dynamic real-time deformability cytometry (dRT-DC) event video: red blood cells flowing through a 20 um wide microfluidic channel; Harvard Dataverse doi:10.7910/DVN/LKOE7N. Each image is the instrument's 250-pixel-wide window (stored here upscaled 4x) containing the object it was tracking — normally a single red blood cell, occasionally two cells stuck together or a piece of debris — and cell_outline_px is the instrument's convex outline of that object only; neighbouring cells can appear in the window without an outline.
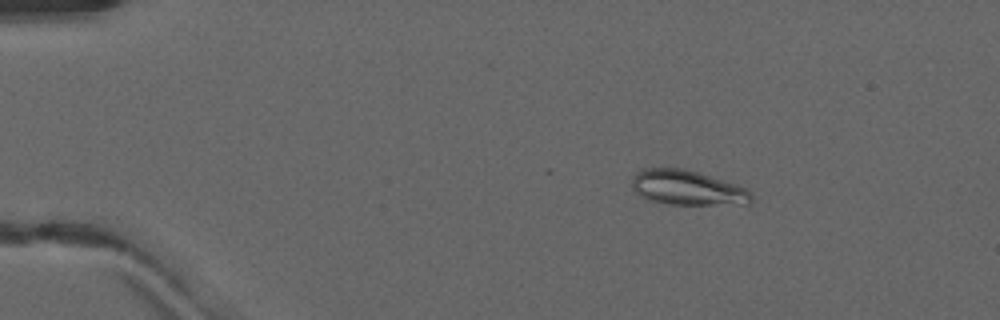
{"species": "common noctule bat (a hibernating species)", "species_latin": "Nyctalus noctula", "temperature_condition": "warm", "stored_images_in_passage": 46, "camera_frame_rate_fps": 3000, "um_per_image_px": 0.085, "animal": {"sex": "male", "forearm_length_mm": 52.5}, "frame": {"image": 1, "passage_image": 7, "time_ms": 2.0, "image_size_px": [1000, 320], "cell_outline_px": [[752, 204], [668, 204], [652, 200], [636, 192], [632, 188], [632, 176], [640, 168], [684, 168], [700, 172], [748, 188], [752, 192]], "centroid_in_image_um": [58.46, 15.94], "position_along_channel_um": 26.5, "area_um2": 24.39}}
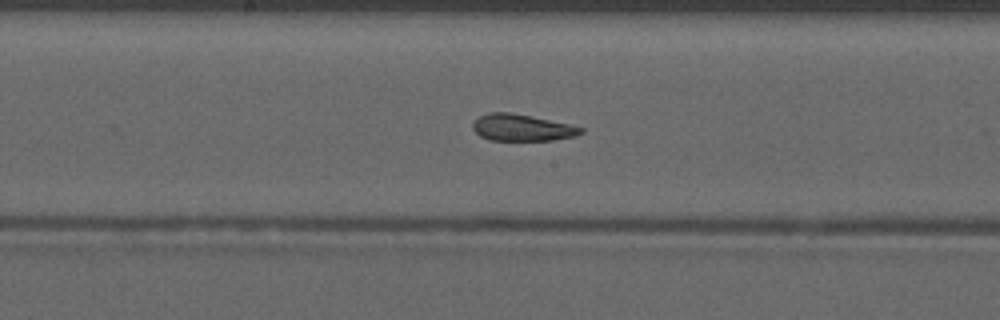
{"frame": {"image": 2, "passage_image": 26, "time_ms": 8.333, "image_size_px": [1000, 320], "cell_outline_px": [[584, 132], [576, 136], [552, 140], [488, 140], [480, 136], [472, 128], [472, 124], [480, 116], [488, 112], [512, 112], [532, 116], [568, 124], [584, 128]], "centroid_in_image_um": [44.36, 10.85], "position_along_channel_um": 203.8, "area_um2": 16.82}}
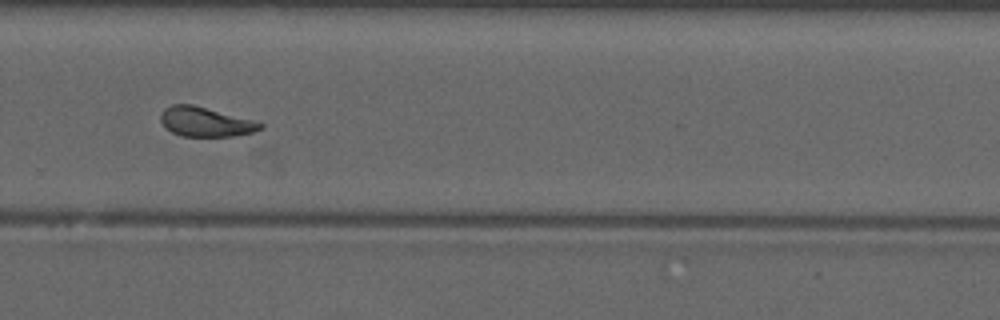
{"frame": {"image": 3, "passage_image": 34, "time_ms": 11.0, "image_size_px": [1000, 320], "cell_outline_px": [[264, 128], [252, 132], [232, 136], [184, 136], [172, 132], [160, 120], [160, 112], [164, 108], [172, 104], [192, 104], [252, 120], [264, 124]], "centroid_in_image_um": [17.44, 10.35], "position_along_channel_um": 312.4, "area_um2": 16.88}}